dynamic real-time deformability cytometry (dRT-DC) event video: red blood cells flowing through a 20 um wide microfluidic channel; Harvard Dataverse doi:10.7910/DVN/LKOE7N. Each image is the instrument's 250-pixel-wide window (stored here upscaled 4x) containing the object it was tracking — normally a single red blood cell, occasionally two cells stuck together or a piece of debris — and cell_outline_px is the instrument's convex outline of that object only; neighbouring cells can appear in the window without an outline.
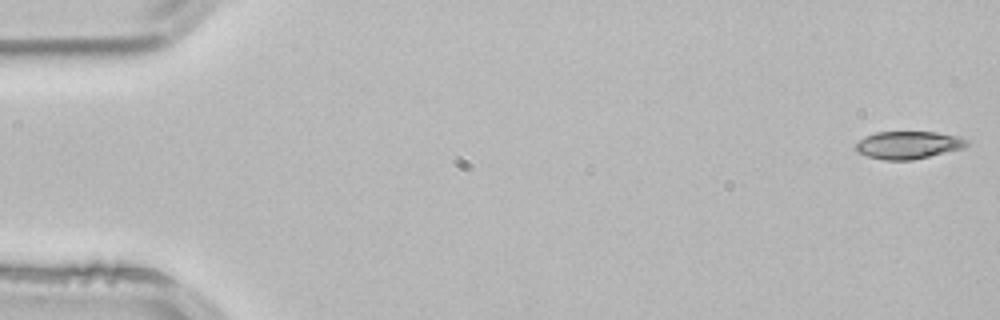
{"species": "common noctule bat (a hibernating species)", "species_latin": "Nyctalus noctula", "temperature_condition": "room temperature", "stored_images_in_passage": 3, "segment_of_instrument_passage": [2, 2], "camera_frame_rate_fps": 3000, "um_per_image_px": 0.085, "animal": {"sex": "male", "body_mass_g": 21.5, "forearm_length_mm": 52.0}, "frame": {"image": 1, "passage_image": 3, "time_ms": 0.667, "image_size_px": [1000, 320], "cell_outline_px": [[968, 144], [964, 148], [912, 160], [884, 160], [868, 156], [856, 152], [852, 148], [864, 136], [876, 132], [936, 132], [956, 136], [968, 140]], "centroid_in_image_um": [77.16, 12.33], "position_along_channel_um": 7.8, "area_um2": 17.92}}